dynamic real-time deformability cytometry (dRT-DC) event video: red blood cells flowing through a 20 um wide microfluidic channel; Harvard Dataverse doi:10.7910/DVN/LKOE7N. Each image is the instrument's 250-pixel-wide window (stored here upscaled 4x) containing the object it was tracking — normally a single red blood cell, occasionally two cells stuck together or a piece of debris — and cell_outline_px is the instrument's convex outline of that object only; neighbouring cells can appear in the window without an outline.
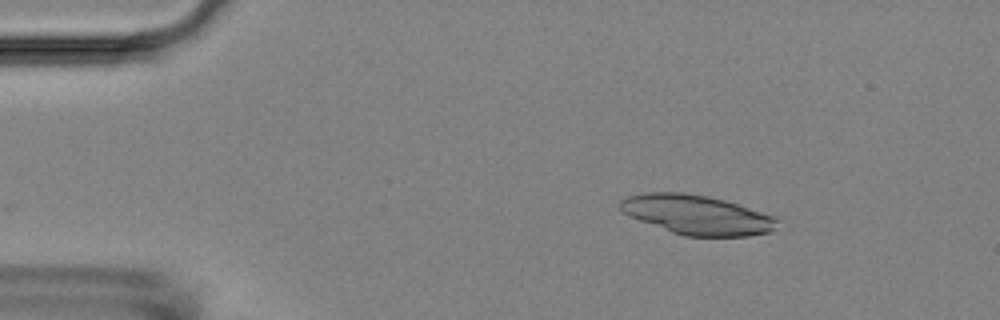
{"species": "Egyptian fruit bat (a non-hibernating species)", "species_latin": "Rousettus aegyptiacus", "temperature_condition": "room temperature", "stored_images_in_passage": 36, "camera_frame_rate_fps": 3000, "um_per_image_px": 0.085, "animal": {"sex": "female"}, "frame": {"image": 1, "passage_image": 1, "time_ms": 0.0, "image_size_px": [1000, 320], "cell_outline_px": [[780, 220], [768, 232], [748, 236], [684, 236], [672, 232], [628, 216], [620, 208], [620, 200], [628, 196], [644, 192], [684, 192], [708, 196], [724, 200], [772, 216]], "centroid_in_image_um": [59.18, 18.25], "position_along_channel_um": 25.8, "area_um2": 35.66}}